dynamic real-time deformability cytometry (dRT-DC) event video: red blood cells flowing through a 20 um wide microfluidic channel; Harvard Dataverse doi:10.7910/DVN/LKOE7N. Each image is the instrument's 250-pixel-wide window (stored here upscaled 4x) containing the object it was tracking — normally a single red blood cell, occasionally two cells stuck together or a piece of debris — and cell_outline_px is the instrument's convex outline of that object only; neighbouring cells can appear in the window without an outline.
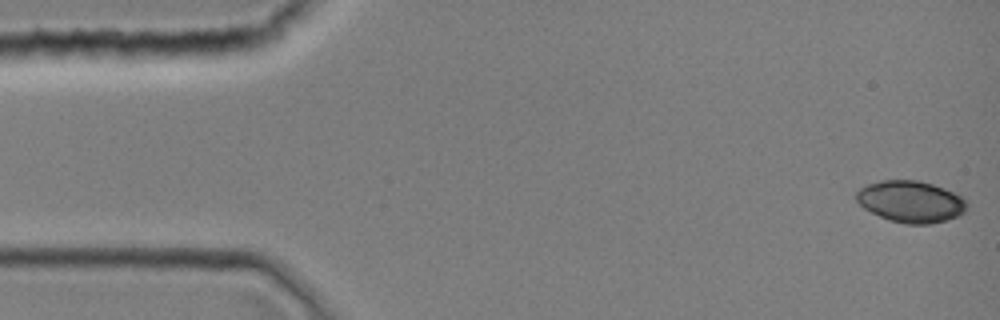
{"species": "common noctule bat (a hibernating species)", "species_latin": "Nyctalus noctula", "temperature_condition": "room temperature", "stored_images_in_passage": 40, "camera_frame_rate_fps": 3000, "um_per_image_px": 0.085, "animal": {"sex": "female", "body_mass_g": 19.0, "forearm_length_mm": 51.5}, "frame": {"image": 1, "passage_image": 1, "time_ms": 0.0, "image_size_px": [1000, 320], "cell_outline_px": [[968, 204], [964, 212], [956, 216], [932, 224], [904, 224], [888, 220], [864, 208], [856, 200], [856, 192], [860, 188], [868, 184], [880, 180], [916, 180], [932, 184], [944, 188], [960, 196]], "centroid_in_image_um": [77.39, 17.13], "position_along_channel_um": 7.6, "area_um2": 26.65}}
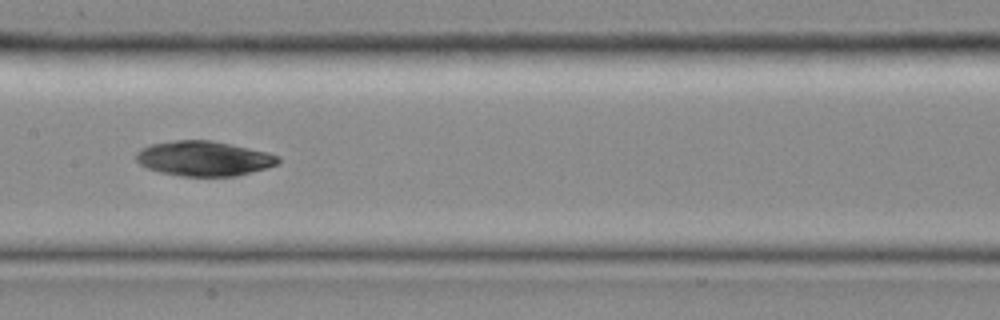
{"frame": {"image": 2, "passage_image": 20, "time_ms": 6.333, "image_size_px": [1000, 320], "cell_outline_px": [[280, 164], [268, 168], [236, 176], [180, 176], [160, 172], [148, 168], [140, 164], [136, 160], [136, 152], [140, 148], [148, 144], [172, 140], [212, 140], [268, 152], [280, 156]], "centroid_in_image_um": [17.34, 13.47], "position_along_channel_um": 190.1, "area_um2": 29.25}}
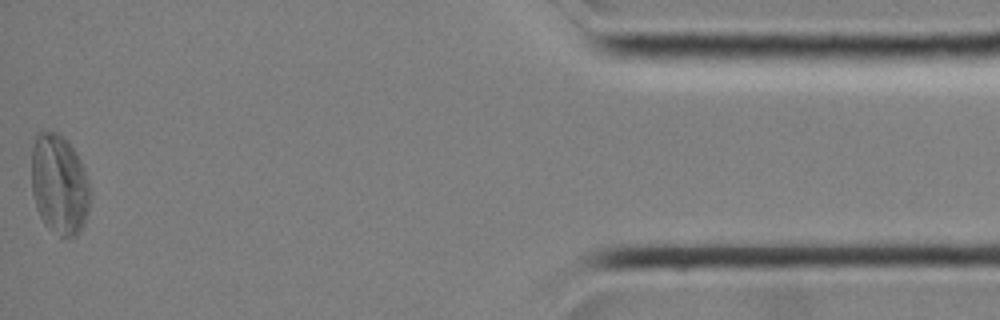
{"frame": {"image": 3, "passage_image": 40, "time_ms": 13.0, "image_size_px": [1000, 320], "cell_outline_px": [[92, 196], [88, 212], [84, 224], [80, 232], [76, 236], [60, 240], [44, 224], [36, 208], [32, 192], [32, 148], [36, 132], [40, 128], [60, 132], [68, 140], [76, 152], [80, 160], [88, 180], [92, 192]], "centroid_in_image_um": [5.05, 15.68], "position_along_channel_um": 430.2, "area_um2": 35.55}}